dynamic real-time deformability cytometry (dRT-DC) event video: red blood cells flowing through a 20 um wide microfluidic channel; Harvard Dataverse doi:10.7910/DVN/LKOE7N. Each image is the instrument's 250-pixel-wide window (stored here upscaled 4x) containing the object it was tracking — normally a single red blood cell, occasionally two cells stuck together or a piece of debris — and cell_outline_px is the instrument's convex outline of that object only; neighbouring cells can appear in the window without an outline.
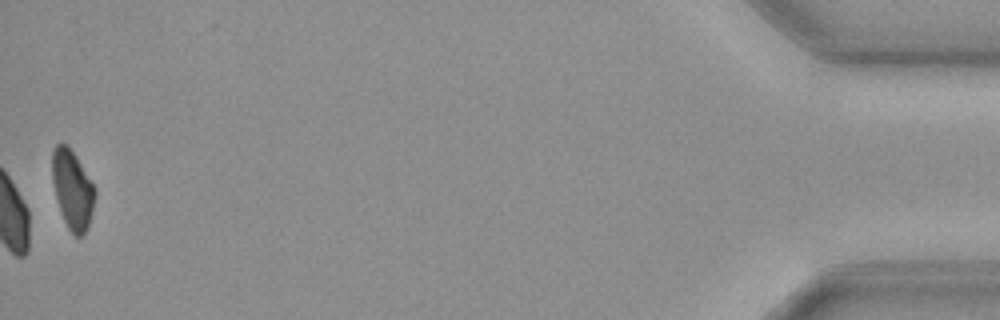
{"species": "common noctule bat (a hibernating species)", "species_latin": "Nyctalus noctula", "temperature_condition": "cold", "stored_images_in_passage": 44, "camera_frame_rate_fps": 3000, "um_per_image_px": 0.085, "animal": {"sex": "female", "body_mass_g": 19.3, "forearm_length_mm": 54.1}, "frame": {"image": 1, "passage_image": 44, "time_ms": 14.333, "image_size_px": [1000, 320], "cell_outline_px": [[96, 192], [88, 228], [80, 236], [76, 236], [68, 228], [64, 220], [56, 196], [52, 180], [52, 152], [56, 144], [64, 144], [76, 156], [92, 184]], "centroid_in_image_um": [6.15, 16.11], "position_along_channel_um": 429.1, "area_um2": 19.02}, "authors_computed_cell_mechanics": {"area_um2": 22.2241, "velocity_mm_per_s": 3.5483, "shape_relaxation_time_tau1_ms": 8.4018, "shape_relaxation_time_tau2_ms": null, "deformation_change_tau1": 0.1026, "deformation_change_tau2": null}}